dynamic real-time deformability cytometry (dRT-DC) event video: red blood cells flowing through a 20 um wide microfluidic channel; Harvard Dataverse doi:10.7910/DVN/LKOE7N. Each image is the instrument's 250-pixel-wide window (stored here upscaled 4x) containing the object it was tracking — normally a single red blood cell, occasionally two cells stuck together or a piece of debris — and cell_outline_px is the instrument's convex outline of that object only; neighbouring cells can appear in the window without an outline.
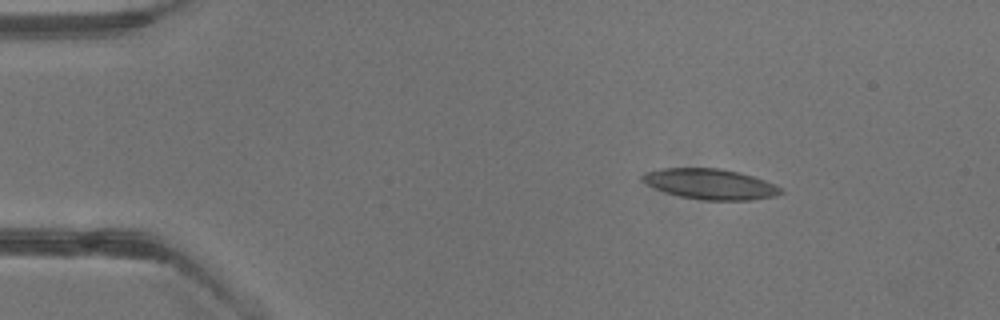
{"species": "common noctule bat (a hibernating species)", "species_latin": "Nyctalus noctula", "temperature_condition": "warm", "stored_images_in_passage": 2, "camera_frame_rate_fps": 3000, "um_per_image_px": 0.085, "animal": {"sex": "male", "body_mass_g": 13.3}, "frame": {"image": 1, "passage_image": 1, "time_ms": 0.0, "image_size_px": [1000, 320], "cell_outline_px": [[784, 192], [776, 196], [752, 200], [704, 200], [680, 196], [656, 188], [640, 180], [640, 176], [644, 172], [664, 168], [720, 168], [752, 176], [764, 180], [780, 188]], "centroid_in_image_um": [60.36, 15.64], "position_along_channel_um": 24.6, "area_um2": 24.28}}